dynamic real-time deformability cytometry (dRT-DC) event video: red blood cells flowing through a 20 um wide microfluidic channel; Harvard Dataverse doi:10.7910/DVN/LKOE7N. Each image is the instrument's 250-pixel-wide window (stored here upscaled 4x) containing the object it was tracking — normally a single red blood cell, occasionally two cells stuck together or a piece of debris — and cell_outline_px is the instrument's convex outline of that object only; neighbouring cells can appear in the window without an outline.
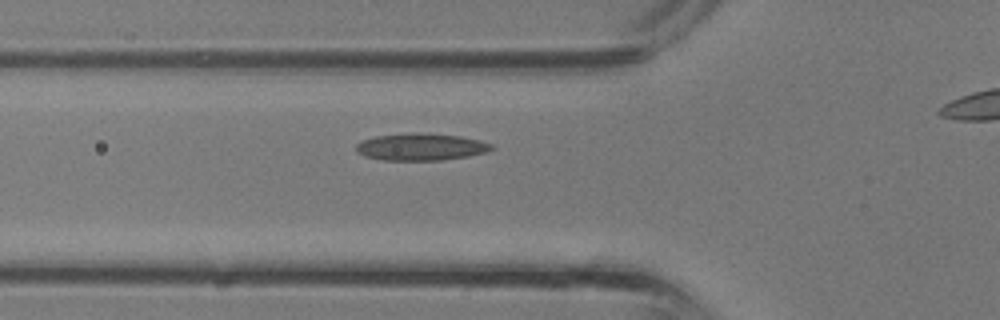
{"species": "common noctule bat (a hibernating species)", "species_latin": "Nyctalus noctula", "temperature_condition": "room temperature", "stored_images_in_passage": 29, "camera_frame_rate_fps": 3000, "um_per_image_px": 0.085, "animal": {"sex": "male", "body_mass_g": 13.3}, "frame": {"image": 1, "passage_image": 10, "time_ms": 3.0, "image_size_px": [1000, 320], "cell_outline_px": [[496, 148], [488, 152], [468, 156], [440, 160], [384, 160], [364, 156], [356, 152], [356, 144], [364, 140], [376, 136], [412, 132], [428, 132], [460, 136], [480, 140], [492, 144]], "centroid_in_image_um": [35.81, 12.47], "position_along_channel_um": 90.0, "area_um2": 21.62}}
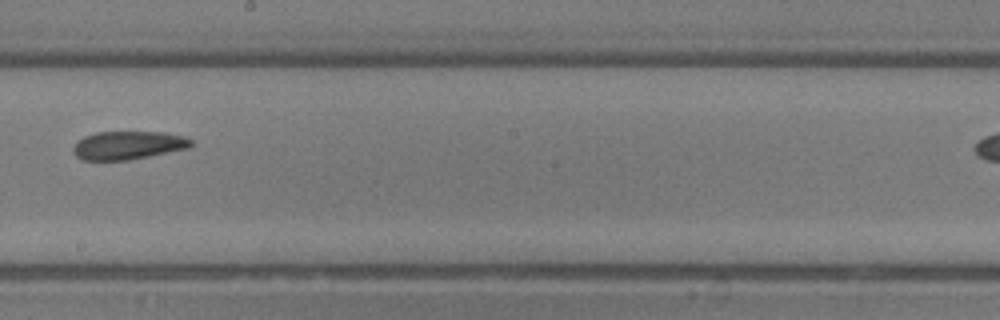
{"frame": {"image": 2, "passage_image": 18, "time_ms": 5.667, "image_size_px": [1000, 320], "cell_outline_px": [[196, 144], [188, 148], [128, 160], [80, 160], [72, 152], [72, 148], [76, 140], [84, 136], [96, 132], [164, 132], [184, 136], [192, 140]], "centroid_in_image_um": [10.86, 12.34], "position_along_channel_um": 237.3, "area_um2": 19.65}}
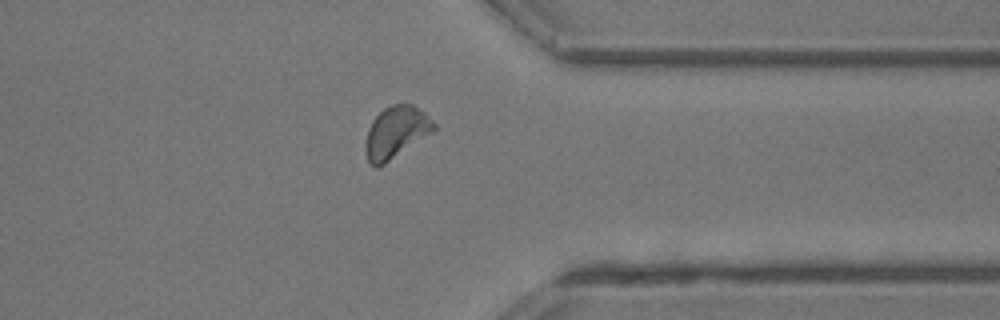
{"frame": {"image": 3, "passage_image": 26, "time_ms": 8.333, "image_size_px": [1000, 320], "cell_outline_px": [[436, 128], [432, 132], [384, 164], [376, 168], [368, 160], [364, 148], [364, 144], [368, 128], [372, 120], [384, 108], [392, 104], [412, 104], [424, 112], [436, 124]], "centroid_in_image_um": [33.63, 11.23], "position_along_channel_um": 377.8, "area_um2": 20.46}}